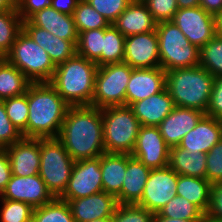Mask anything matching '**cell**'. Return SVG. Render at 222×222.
I'll return each mask as SVG.
<instances>
[{
    "label": "cell",
    "instance_id": "ac0fdd59",
    "mask_svg": "<svg viewBox=\"0 0 222 222\" xmlns=\"http://www.w3.org/2000/svg\"><path fill=\"white\" fill-rule=\"evenodd\" d=\"M204 115L205 113L195 109L175 106L158 125L160 134L170 148L178 146Z\"/></svg>",
    "mask_w": 222,
    "mask_h": 222
},
{
    "label": "cell",
    "instance_id": "7a4b0ae2",
    "mask_svg": "<svg viewBox=\"0 0 222 222\" xmlns=\"http://www.w3.org/2000/svg\"><path fill=\"white\" fill-rule=\"evenodd\" d=\"M29 115L24 138H57L69 105L49 82L28 87Z\"/></svg>",
    "mask_w": 222,
    "mask_h": 222
},
{
    "label": "cell",
    "instance_id": "11a10c76",
    "mask_svg": "<svg viewBox=\"0 0 222 222\" xmlns=\"http://www.w3.org/2000/svg\"><path fill=\"white\" fill-rule=\"evenodd\" d=\"M89 222H112L111 218H100Z\"/></svg>",
    "mask_w": 222,
    "mask_h": 222
},
{
    "label": "cell",
    "instance_id": "60d3db41",
    "mask_svg": "<svg viewBox=\"0 0 222 222\" xmlns=\"http://www.w3.org/2000/svg\"><path fill=\"white\" fill-rule=\"evenodd\" d=\"M22 138V133L8 118L3 100H0V149H5Z\"/></svg>",
    "mask_w": 222,
    "mask_h": 222
},
{
    "label": "cell",
    "instance_id": "4dcf8cb0",
    "mask_svg": "<svg viewBox=\"0 0 222 222\" xmlns=\"http://www.w3.org/2000/svg\"><path fill=\"white\" fill-rule=\"evenodd\" d=\"M104 28L92 29L78 34L77 55L102 66Z\"/></svg>",
    "mask_w": 222,
    "mask_h": 222
},
{
    "label": "cell",
    "instance_id": "1f68e13d",
    "mask_svg": "<svg viewBox=\"0 0 222 222\" xmlns=\"http://www.w3.org/2000/svg\"><path fill=\"white\" fill-rule=\"evenodd\" d=\"M161 217L183 220H205V214L186 198L176 195L157 213Z\"/></svg>",
    "mask_w": 222,
    "mask_h": 222
},
{
    "label": "cell",
    "instance_id": "f6af8a7d",
    "mask_svg": "<svg viewBox=\"0 0 222 222\" xmlns=\"http://www.w3.org/2000/svg\"><path fill=\"white\" fill-rule=\"evenodd\" d=\"M205 115L222 120V76L215 77Z\"/></svg>",
    "mask_w": 222,
    "mask_h": 222
},
{
    "label": "cell",
    "instance_id": "bcb514c9",
    "mask_svg": "<svg viewBox=\"0 0 222 222\" xmlns=\"http://www.w3.org/2000/svg\"><path fill=\"white\" fill-rule=\"evenodd\" d=\"M51 0H22L16 7L23 21L28 20L37 11L49 7Z\"/></svg>",
    "mask_w": 222,
    "mask_h": 222
},
{
    "label": "cell",
    "instance_id": "ffe728a7",
    "mask_svg": "<svg viewBox=\"0 0 222 222\" xmlns=\"http://www.w3.org/2000/svg\"><path fill=\"white\" fill-rule=\"evenodd\" d=\"M222 139V120L204 115L178 145L191 152L208 153Z\"/></svg>",
    "mask_w": 222,
    "mask_h": 222
},
{
    "label": "cell",
    "instance_id": "f546056e",
    "mask_svg": "<svg viewBox=\"0 0 222 222\" xmlns=\"http://www.w3.org/2000/svg\"><path fill=\"white\" fill-rule=\"evenodd\" d=\"M23 30V20L17 8L0 12V55L5 57L11 50L18 34Z\"/></svg>",
    "mask_w": 222,
    "mask_h": 222
},
{
    "label": "cell",
    "instance_id": "277c9868",
    "mask_svg": "<svg viewBox=\"0 0 222 222\" xmlns=\"http://www.w3.org/2000/svg\"><path fill=\"white\" fill-rule=\"evenodd\" d=\"M215 77L205 68L196 66L166 72V84L175 106L206 113Z\"/></svg>",
    "mask_w": 222,
    "mask_h": 222
},
{
    "label": "cell",
    "instance_id": "d6986e66",
    "mask_svg": "<svg viewBox=\"0 0 222 222\" xmlns=\"http://www.w3.org/2000/svg\"><path fill=\"white\" fill-rule=\"evenodd\" d=\"M12 175L32 176L40 170V138H22L5 148Z\"/></svg>",
    "mask_w": 222,
    "mask_h": 222
},
{
    "label": "cell",
    "instance_id": "b9f144b4",
    "mask_svg": "<svg viewBox=\"0 0 222 222\" xmlns=\"http://www.w3.org/2000/svg\"><path fill=\"white\" fill-rule=\"evenodd\" d=\"M89 4L112 24L130 4L128 0H87Z\"/></svg>",
    "mask_w": 222,
    "mask_h": 222
},
{
    "label": "cell",
    "instance_id": "3957f363",
    "mask_svg": "<svg viewBox=\"0 0 222 222\" xmlns=\"http://www.w3.org/2000/svg\"><path fill=\"white\" fill-rule=\"evenodd\" d=\"M97 70L95 62L76 54L56 65L49 83L69 106H92Z\"/></svg>",
    "mask_w": 222,
    "mask_h": 222
},
{
    "label": "cell",
    "instance_id": "d590c367",
    "mask_svg": "<svg viewBox=\"0 0 222 222\" xmlns=\"http://www.w3.org/2000/svg\"><path fill=\"white\" fill-rule=\"evenodd\" d=\"M199 66L212 76H222V36L216 35L200 48Z\"/></svg>",
    "mask_w": 222,
    "mask_h": 222
},
{
    "label": "cell",
    "instance_id": "c3c4849f",
    "mask_svg": "<svg viewBox=\"0 0 222 222\" xmlns=\"http://www.w3.org/2000/svg\"><path fill=\"white\" fill-rule=\"evenodd\" d=\"M80 0H51L50 6L57 12L73 15Z\"/></svg>",
    "mask_w": 222,
    "mask_h": 222
},
{
    "label": "cell",
    "instance_id": "4fadbf2b",
    "mask_svg": "<svg viewBox=\"0 0 222 222\" xmlns=\"http://www.w3.org/2000/svg\"><path fill=\"white\" fill-rule=\"evenodd\" d=\"M170 147L160 134L158 126H141L131 156L150 169L169 165Z\"/></svg>",
    "mask_w": 222,
    "mask_h": 222
},
{
    "label": "cell",
    "instance_id": "e575fe53",
    "mask_svg": "<svg viewBox=\"0 0 222 222\" xmlns=\"http://www.w3.org/2000/svg\"><path fill=\"white\" fill-rule=\"evenodd\" d=\"M74 23L78 34L83 31L106 28L108 20L97 12L87 0H80L73 13Z\"/></svg>",
    "mask_w": 222,
    "mask_h": 222
},
{
    "label": "cell",
    "instance_id": "816d5d0a",
    "mask_svg": "<svg viewBox=\"0 0 222 222\" xmlns=\"http://www.w3.org/2000/svg\"><path fill=\"white\" fill-rule=\"evenodd\" d=\"M154 222H206L205 220H183V219H174L161 217L155 213Z\"/></svg>",
    "mask_w": 222,
    "mask_h": 222
},
{
    "label": "cell",
    "instance_id": "7c38bea8",
    "mask_svg": "<svg viewBox=\"0 0 222 222\" xmlns=\"http://www.w3.org/2000/svg\"><path fill=\"white\" fill-rule=\"evenodd\" d=\"M178 174L169 166L151 169L143 195L137 205L158 213L176 196Z\"/></svg>",
    "mask_w": 222,
    "mask_h": 222
},
{
    "label": "cell",
    "instance_id": "603a6c76",
    "mask_svg": "<svg viewBox=\"0 0 222 222\" xmlns=\"http://www.w3.org/2000/svg\"><path fill=\"white\" fill-rule=\"evenodd\" d=\"M151 169L126 154V173L120 191V204H137L144 192Z\"/></svg>",
    "mask_w": 222,
    "mask_h": 222
},
{
    "label": "cell",
    "instance_id": "680465c9",
    "mask_svg": "<svg viewBox=\"0 0 222 222\" xmlns=\"http://www.w3.org/2000/svg\"><path fill=\"white\" fill-rule=\"evenodd\" d=\"M5 59V57L0 55V63Z\"/></svg>",
    "mask_w": 222,
    "mask_h": 222
},
{
    "label": "cell",
    "instance_id": "ee69618b",
    "mask_svg": "<svg viewBox=\"0 0 222 222\" xmlns=\"http://www.w3.org/2000/svg\"><path fill=\"white\" fill-rule=\"evenodd\" d=\"M206 222H222V181L212 184Z\"/></svg>",
    "mask_w": 222,
    "mask_h": 222
},
{
    "label": "cell",
    "instance_id": "9f6ffc18",
    "mask_svg": "<svg viewBox=\"0 0 222 222\" xmlns=\"http://www.w3.org/2000/svg\"><path fill=\"white\" fill-rule=\"evenodd\" d=\"M130 3H144L146 0H128Z\"/></svg>",
    "mask_w": 222,
    "mask_h": 222
},
{
    "label": "cell",
    "instance_id": "f1b7e54d",
    "mask_svg": "<svg viewBox=\"0 0 222 222\" xmlns=\"http://www.w3.org/2000/svg\"><path fill=\"white\" fill-rule=\"evenodd\" d=\"M32 82L6 59L0 63V100L23 95Z\"/></svg>",
    "mask_w": 222,
    "mask_h": 222
},
{
    "label": "cell",
    "instance_id": "9a60e30c",
    "mask_svg": "<svg viewBox=\"0 0 222 222\" xmlns=\"http://www.w3.org/2000/svg\"><path fill=\"white\" fill-rule=\"evenodd\" d=\"M123 62L131 68L160 67L156 30L126 37Z\"/></svg>",
    "mask_w": 222,
    "mask_h": 222
},
{
    "label": "cell",
    "instance_id": "9c48e42d",
    "mask_svg": "<svg viewBox=\"0 0 222 222\" xmlns=\"http://www.w3.org/2000/svg\"><path fill=\"white\" fill-rule=\"evenodd\" d=\"M132 69L125 62L98 67L92 106L102 109L125 105L126 89Z\"/></svg>",
    "mask_w": 222,
    "mask_h": 222
},
{
    "label": "cell",
    "instance_id": "8fae6325",
    "mask_svg": "<svg viewBox=\"0 0 222 222\" xmlns=\"http://www.w3.org/2000/svg\"><path fill=\"white\" fill-rule=\"evenodd\" d=\"M172 21L199 49L217 35L216 16L200 6L178 9Z\"/></svg>",
    "mask_w": 222,
    "mask_h": 222
},
{
    "label": "cell",
    "instance_id": "5bb4252c",
    "mask_svg": "<svg viewBox=\"0 0 222 222\" xmlns=\"http://www.w3.org/2000/svg\"><path fill=\"white\" fill-rule=\"evenodd\" d=\"M0 199L21 201L36 208L51 202L54 197L48 191L45 182L37 174L32 176L12 175L0 194Z\"/></svg>",
    "mask_w": 222,
    "mask_h": 222
},
{
    "label": "cell",
    "instance_id": "484cf974",
    "mask_svg": "<svg viewBox=\"0 0 222 222\" xmlns=\"http://www.w3.org/2000/svg\"><path fill=\"white\" fill-rule=\"evenodd\" d=\"M103 191L114 195L120 204V191L126 173V154L104 153L100 156Z\"/></svg>",
    "mask_w": 222,
    "mask_h": 222
},
{
    "label": "cell",
    "instance_id": "cb8c5ba5",
    "mask_svg": "<svg viewBox=\"0 0 222 222\" xmlns=\"http://www.w3.org/2000/svg\"><path fill=\"white\" fill-rule=\"evenodd\" d=\"M112 25L128 37L156 30L157 22L144 3H130Z\"/></svg>",
    "mask_w": 222,
    "mask_h": 222
},
{
    "label": "cell",
    "instance_id": "d4e9b609",
    "mask_svg": "<svg viewBox=\"0 0 222 222\" xmlns=\"http://www.w3.org/2000/svg\"><path fill=\"white\" fill-rule=\"evenodd\" d=\"M34 26L46 29L64 40H78V32L72 15L57 12L51 6L37 11L28 19Z\"/></svg>",
    "mask_w": 222,
    "mask_h": 222
},
{
    "label": "cell",
    "instance_id": "44dd1931",
    "mask_svg": "<svg viewBox=\"0 0 222 222\" xmlns=\"http://www.w3.org/2000/svg\"><path fill=\"white\" fill-rule=\"evenodd\" d=\"M23 30L44 48L55 65L66 62L77 54L78 40H64L46 29L34 26L29 20L23 21Z\"/></svg>",
    "mask_w": 222,
    "mask_h": 222
},
{
    "label": "cell",
    "instance_id": "7bdbcfd3",
    "mask_svg": "<svg viewBox=\"0 0 222 222\" xmlns=\"http://www.w3.org/2000/svg\"><path fill=\"white\" fill-rule=\"evenodd\" d=\"M144 4L157 23L172 21L178 11L176 0H146Z\"/></svg>",
    "mask_w": 222,
    "mask_h": 222
},
{
    "label": "cell",
    "instance_id": "8d00e7d4",
    "mask_svg": "<svg viewBox=\"0 0 222 222\" xmlns=\"http://www.w3.org/2000/svg\"><path fill=\"white\" fill-rule=\"evenodd\" d=\"M6 113L12 124L22 133L27 127L29 115L28 89L23 95L3 100Z\"/></svg>",
    "mask_w": 222,
    "mask_h": 222
},
{
    "label": "cell",
    "instance_id": "2e32d148",
    "mask_svg": "<svg viewBox=\"0 0 222 222\" xmlns=\"http://www.w3.org/2000/svg\"><path fill=\"white\" fill-rule=\"evenodd\" d=\"M166 72L161 68H133L127 84L125 105L143 100L165 88Z\"/></svg>",
    "mask_w": 222,
    "mask_h": 222
},
{
    "label": "cell",
    "instance_id": "f907efd6",
    "mask_svg": "<svg viewBox=\"0 0 222 222\" xmlns=\"http://www.w3.org/2000/svg\"><path fill=\"white\" fill-rule=\"evenodd\" d=\"M178 9L200 6V0H176Z\"/></svg>",
    "mask_w": 222,
    "mask_h": 222
},
{
    "label": "cell",
    "instance_id": "4316f807",
    "mask_svg": "<svg viewBox=\"0 0 222 222\" xmlns=\"http://www.w3.org/2000/svg\"><path fill=\"white\" fill-rule=\"evenodd\" d=\"M178 175L205 178L206 153L191 152L175 146L170 148L169 165Z\"/></svg>",
    "mask_w": 222,
    "mask_h": 222
},
{
    "label": "cell",
    "instance_id": "d6a6232c",
    "mask_svg": "<svg viewBox=\"0 0 222 222\" xmlns=\"http://www.w3.org/2000/svg\"><path fill=\"white\" fill-rule=\"evenodd\" d=\"M125 38L112 24L104 28L102 65L123 62Z\"/></svg>",
    "mask_w": 222,
    "mask_h": 222
},
{
    "label": "cell",
    "instance_id": "ab89813d",
    "mask_svg": "<svg viewBox=\"0 0 222 222\" xmlns=\"http://www.w3.org/2000/svg\"><path fill=\"white\" fill-rule=\"evenodd\" d=\"M205 178L211 184L222 181V139L206 153Z\"/></svg>",
    "mask_w": 222,
    "mask_h": 222
},
{
    "label": "cell",
    "instance_id": "5b68a950",
    "mask_svg": "<svg viewBox=\"0 0 222 222\" xmlns=\"http://www.w3.org/2000/svg\"><path fill=\"white\" fill-rule=\"evenodd\" d=\"M103 144L106 153L131 154L141 124L130 106L102 108Z\"/></svg>",
    "mask_w": 222,
    "mask_h": 222
},
{
    "label": "cell",
    "instance_id": "8992f818",
    "mask_svg": "<svg viewBox=\"0 0 222 222\" xmlns=\"http://www.w3.org/2000/svg\"><path fill=\"white\" fill-rule=\"evenodd\" d=\"M160 67L165 71L199 66L200 49L191 44L173 21L157 23Z\"/></svg>",
    "mask_w": 222,
    "mask_h": 222
},
{
    "label": "cell",
    "instance_id": "f35d334b",
    "mask_svg": "<svg viewBox=\"0 0 222 222\" xmlns=\"http://www.w3.org/2000/svg\"><path fill=\"white\" fill-rule=\"evenodd\" d=\"M155 214L137 204H119L112 222H154Z\"/></svg>",
    "mask_w": 222,
    "mask_h": 222
},
{
    "label": "cell",
    "instance_id": "db71d44e",
    "mask_svg": "<svg viewBox=\"0 0 222 222\" xmlns=\"http://www.w3.org/2000/svg\"><path fill=\"white\" fill-rule=\"evenodd\" d=\"M217 35L222 36V11L216 16Z\"/></svg>",
    "mask_w": 222,
    "mask_h": 222
},
{
    "label": "cell",
    "instance_id": "f5cc1de1",
    "mask_svg": "<svg viewBox=\"0 0 222 222\" xmlns=\"http://www.w3.org/2000/svg\"><path fill=\"white\" fill-rule=\"evenodd\" d=\"M16 6L11 0H0V12L15 9Z\"/></svg>",
    "mask_w": 222,
    "mask_h": 222
},
{
    "label": "cell",
    "instance_id": "836d02e7",
    "mask_svg": "<svg viewBox=\"0 0 222 222\" xmlns=\"http://www.w3.org/2000/svg\"><path fill=\"white\" fill-rule=\"evenodd\" d=\"M32 222H75L69 205L60 198L36 207L33 210Z\"/></svg>",
    "mask_w": 222,
    "mask_h": 222
},
{
    "label": "cell",
    "instance_id": "6da1fadb",
    "mask_svg": "<svg viewBox=\"0 0 222 222\" xmlns=\"http://www.w3.org/2000/svg\"><path fill=\"white\" fill-rule=\"evenodd\" d=\"M57 139L74 161L97 158L106 153L102 109L91 105L70 106Z\"/></svg>",
    "mask_w": 222,
    "mask_h": 222
},
{
    "label": "cell",
    "instance_id": "7dc6e473",
    "mask_svg": "<svg viewBox=\"0 0 222 222\" xmlns=\"http://www.w3.org/2000/svg\"><path fill=\"white\" fill-rule=\"evenodd\" d=\"M12 177L8 153L5 149H0V194L5 189Z\"/></svg>",
    "mask_w": 222,
    "mask_h": 222
},
{
    "label": "cell",
    "instance_id": "681fc988",
    "mask_svg": "<svg viewBox=\"0 0 222 222\" xmlns=\"http://www.w3.org/2000/svg\"><path fill=\"white\" fill-rule=\"evenodd\" d=\"M200 7L217 16L222 11V0H200Z\"/></svg>",
    "mask_w": 222,
    "mask_h": 222
},
{
    "label": "cell",
    "instance_id": "83f0119b",
    "mask_svg": "<svg viewBox=\"0 0 222 222\" xmlns=\"http://www.w3.org/2000/svg\"><path fill=\"white\" fill-rule=\"evenodd\" d=\"M212 184L206 178L178 175L176 195L196 205L204 214L210 205Z\"/></svg>",
    "mask_w": 222,
    "mask_h": 222
},
{
    "label": "cell",
    "instance_id": "ba28073f",
    "mask_svg": "<svg viewBox=\"0 0 222 222\" xmlns=\"http://www.w3.org/2000/svg\"><path fill=\"white\" fill-rule=\"evenodd\" d=\"M74 162L57 138H40L39 176L54 198L64 193Z\"/></svg>",
    "mask_w": 222,
    "mask_h": 222
},
{
    "label": "cell",
    "instance_id": "6f0895ef",
    "mask_svg": "<svg viewBox=\"0 0 222 222\" xmlns=\"http://www.w3.org/2000/svg\"><path fill=\"white\" fill-rule=\"evenodd\" d=\"M22 0H11V2L17 7Z\"/></svg>",
    "mask_w": 222,
    "mask_h": 222
},
{
    "label": "cell",
    "instance_id": "30bf717a",
    "mask_svg": "<svg viewBox=\"0 0 222 222\" xmlns=\"http://www.w3.org/2000/svg\"><path fill=\"white\" fill-rule=\"evenodd\" d=\"M103 191L100 156L74 162L69 181L61 200H72Z\"/></svg>",
    "mask_w": 222,
    "mask_h": 222
},
{
    "label": "cell",
    "instance_id": "7402d4cb",
    "mask_svg": "<svg viewBox=\"0 0 222 222\" xmlns=\"http://www.w3.org/2000/svg\"><path fill=\"white\" fill-rule=\"evenodd\" d=\"M141 126H158L175 107L167 88L130 105Z\"/></svg>",
    "mask_w": 222,
    "mask_h": 222
},
{
    "label": "cell",
    "instance_id": "e0dca14e",
    "mask_svg": "<svg viewBox=\"0 0 222 222\" xmlns=\"http://www.w3.org/2000/svg\"><path fill=\"white\" fill-rule=\"evenodd\" d=\"M68 203L75 222H89L100 218H112L118 204L117 198L104 191L72 200Z\"/></svg>",
    "mask_w": 222,
    "mask_h": 222
},
{
    "label": "cell",
    "instance_id": "52a82bcc",
    "mask_svg": "<svg viewBox=\"0 0 222 222\" xmlns=\"http://www.w3.org/2000/svg\"><path fill=\"white\" fill-rule=\"evenodd\" d=\"M5 59L18 68L32 83L50 82L56 65L44 48L22 30Z\"/></svg>",
    "mask_w": 222,
    "mask_h": 222
},
{
    "label": "cell",
    "instance_id": "74e56055",
    "mask_svg": "<svg viewBox=\"0 0 222 222\" xmlns=\"http://www.w3.org/2000/svg\"><path fill=\"white\" fill-rule=\"evenodd\" d=\"M0 222H32L34 208L25 202L0 199Z\"/></svg>",
    "mask_w": 222,
    "mask_h": 222
}]
</instances>
